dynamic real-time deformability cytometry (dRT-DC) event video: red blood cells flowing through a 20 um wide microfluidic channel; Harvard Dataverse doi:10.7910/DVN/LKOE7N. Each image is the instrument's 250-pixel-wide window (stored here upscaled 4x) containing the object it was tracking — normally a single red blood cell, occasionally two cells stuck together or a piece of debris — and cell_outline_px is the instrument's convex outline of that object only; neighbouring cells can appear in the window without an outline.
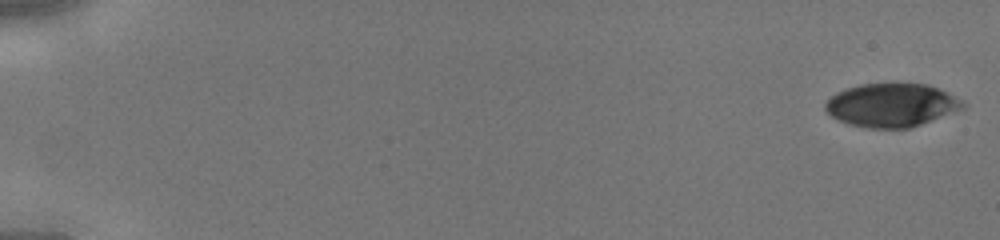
{"species": "human", "species_latin": "Homo sapiens", "temperature_condition": "cold", "stored_images_in_passage": 45, "camera_frame_rate_fps": 3000, "um_per_image_px": 0.085, "donor": {"sex": "male"}, "frame": {"image": 1, "passage_image": 1, "time_ms": 0.0, "image_size_px": [1000, 240], "cell_outline_px": [[968, 104], [964, 108], [920, 124], [908, 128], [868, 128], [848, 124], [832, 116], [824, 108], [824, 104], [836, 92], [860, 84], [900, 80], [928, 84], [948, 92], [964, 100]], "centroid_in_image_um": [75.82, 8.88], "position_along_channel_um": 9.2, "area_um2": 35.6}}
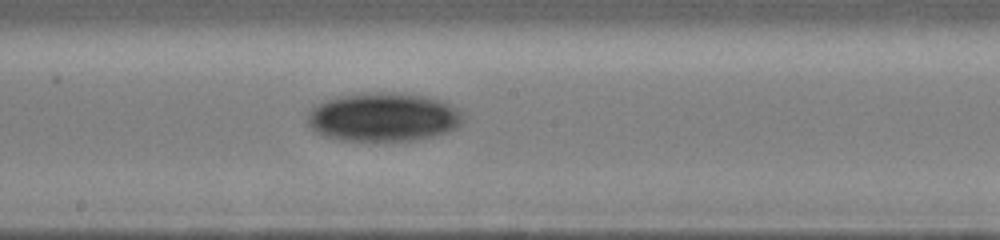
{"frame": {"image": 2, "passage_image": 26, "time_ms": 8.333, "image_size_px": [1000, 240], "cell_outline_px": [[464, 120], [456, 128], [432, 136], [416, 140], [340, 140], [324, 136], [316, 132], [308, 124], [308, 112], [316, 104], [340, 96], [360, 92], [408, 92], [428, 96], [444, 100], [456, 108], [464, 116]], "centroid_in_image_um": [32.6, 9.92], "position_along_channel_um": 215.6, "area_um2": 44.51}}
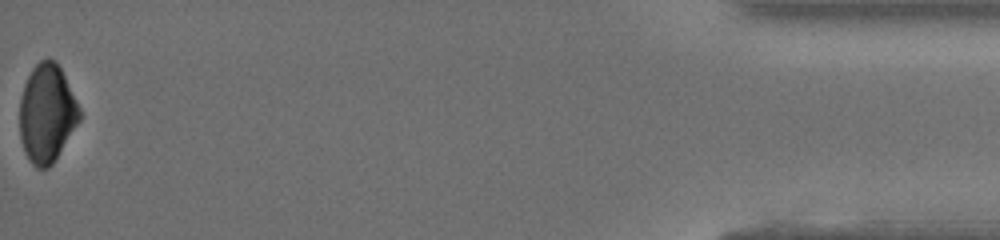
{"frame": {"image": 3, "passage_image": 45, "time_ms": 14.667, "image_size_px": [1000, 240], "cell_outline_px": [[80, 120], [52, 164], [48, 168], [36, 168], [28, 160], [24, 152], [20, 136], [20, 96], [24, 84], [32, 68], [40, 60], [48, 56], [56, 60], [80, 108]], "centroid_in_image_um": [3.96, 9.62], "position_along_channel_um": 431.2, "area_um2": 34.28}}